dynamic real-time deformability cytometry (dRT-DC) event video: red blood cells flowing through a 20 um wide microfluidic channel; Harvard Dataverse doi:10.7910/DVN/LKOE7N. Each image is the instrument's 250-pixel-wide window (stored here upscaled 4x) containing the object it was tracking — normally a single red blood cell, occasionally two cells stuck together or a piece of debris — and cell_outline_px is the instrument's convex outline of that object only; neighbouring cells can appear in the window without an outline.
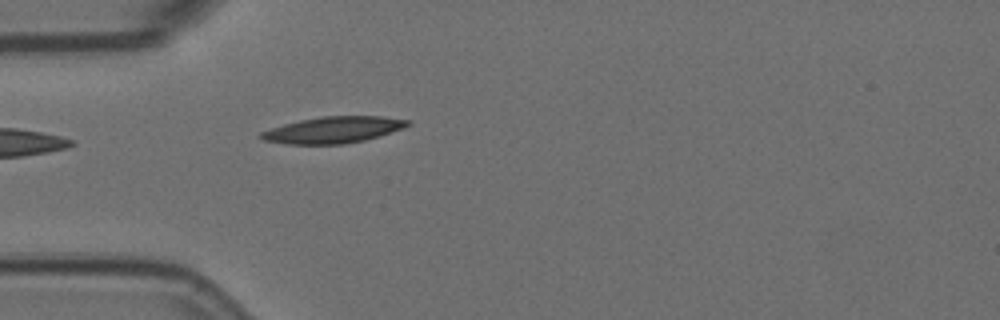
{"species": "Egyptian fruit bat (a non-hibernating species)", "species_latin": "Rousettus aegyptiacus", "temperature_condition": "room temperature", "stored_images_in_passage": 15, "camera_frame_rate_fps": 3000, "um_per_image_px": 0.085, "animal": {"sex": "female"}, "frame": {"image": 1, "passage_image": 1, "time_ms": 0.0, "image_size_px": [1000, 320], "cell_outline_px": [[412, 124], [404, 128], [364, 140], [344, 144], [288, 144], [264, 140], [256, 136], [260, 132], [284, 124], [300, 120], [324, 116], [380, 116], [408, 120]], "centroid_in_image_um": [28.31, 11.04], "position_along_channel_um": 56.7, "area_um2": 22.43}}
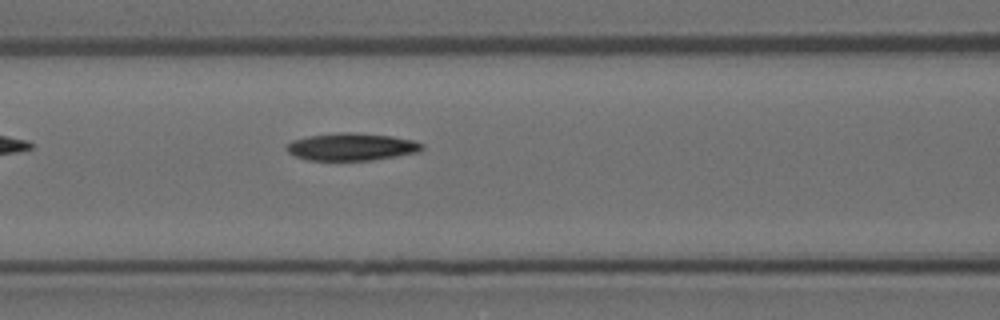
{"frame": {"image": 2, "passage_image": 8, "time_ms": 2.333, "image_size_px": [1000, 320], "cell_outline_px": [[424, 148], [420, 152], [372, 160], [308, 160], [296, 156], [288, 152], [284, 148], [292, 140], [308, 136], [340, 132], [348, 132], [392, 136], [412, 140], [424, 144]], "centroid_in_image_um": [29.89, 12.48], "position_along_channel_um": 136.7, "area_um2": 21.62}}
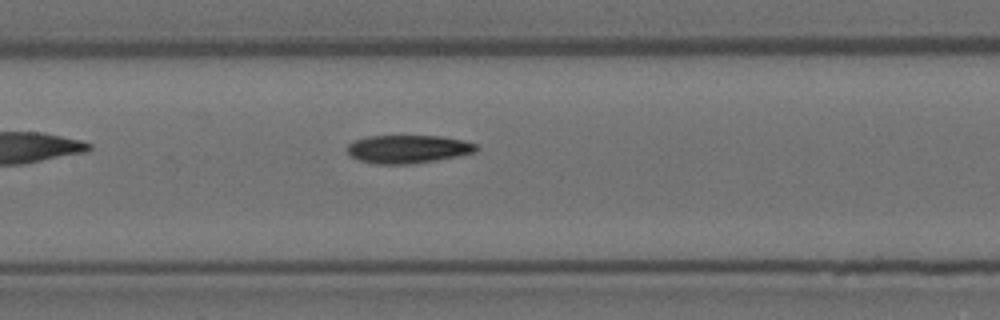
{"frame": {"image": 3, "passage_image": 11, "time_ms": 3.333, "image_size_px": [1000, 320], "cell_outline_px": [[476, 152], [436, 160], [408, 164], [376, 164], [360, 160], [352, 156], [348, 152], [348, 144], [352, 140], [368, 136], [440, 136], [460, 140], [476, 144]], "centroid_in_image_um": [34.63, 12.67], "position_along_channel_um": 172.8, "area_um2": 20.92}}